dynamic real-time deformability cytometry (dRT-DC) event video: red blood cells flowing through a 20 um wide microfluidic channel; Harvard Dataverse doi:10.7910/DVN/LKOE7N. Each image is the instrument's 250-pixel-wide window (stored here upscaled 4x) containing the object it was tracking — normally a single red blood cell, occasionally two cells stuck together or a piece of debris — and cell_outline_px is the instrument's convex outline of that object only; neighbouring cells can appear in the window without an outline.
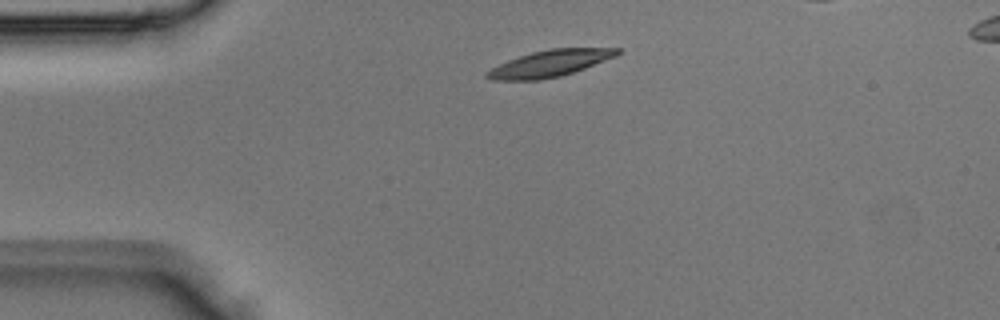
{"species": "Egyptian fruit bat (a non-hibernating species)", "species_latin": "Rousettus aegyptiacus", "temperature_condition": "room temperature", "stored_images_in_passage": 2, "segment_of_instrument_passage": [1, 2], "camera_frame_rate_fps": 3000, "um_per_image_px": 0.085, "animal": {"sex": "male"}, "frame": {"image": 1, "passage_image": 1, "time_ms": 0.0, "image_size_px": [1000, 320], "cell_outline_px": [[620, 52], [616, 56], [584, 68], [560, 76], [540, 80], [492, 80], [484, 76], [484, 72], [508, 60], [532, 52], [552, 48], [620, 48]], "centroid_in_image_um": [46.71, 5.39], "position_along_channel_um": 38.3, "area_um2": 19.94}}